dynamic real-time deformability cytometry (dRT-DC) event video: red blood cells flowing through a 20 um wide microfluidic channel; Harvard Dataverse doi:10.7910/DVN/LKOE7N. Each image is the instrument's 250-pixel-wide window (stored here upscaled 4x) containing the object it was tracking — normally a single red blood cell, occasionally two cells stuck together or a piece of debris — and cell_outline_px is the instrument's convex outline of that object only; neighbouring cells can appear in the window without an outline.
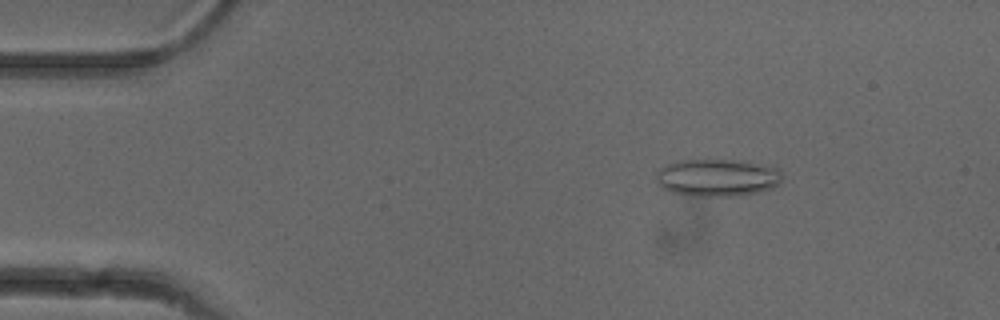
{"species": "common noctule bat (a hibernating species)", "species_latin": "Nyctalus noctula", "temperature_condition": "cold", "stored_images_in_passage": 52, "camera_frame_rate_fps": 3000, "um_per_image_px": 0.085, "animal": {"sex": "female"}, "frame": {"image": 1, "passage_image": 8, "time_ms": 2.333, "image_size_px": [1000, 320], "cell_outline_px": [[784, 176], [772, 188], [760, 192], [736, 196], [692, 196], [672, 192], [664, 188], [656, 180], [656, 172], [664, 164], [676, 160], [744, 160], [776, 164], [780, 168]], "centroid_in_image_um": [61.05, 15.07], "position_along_channel_um": 24.0, "area_um2": 28.26}}
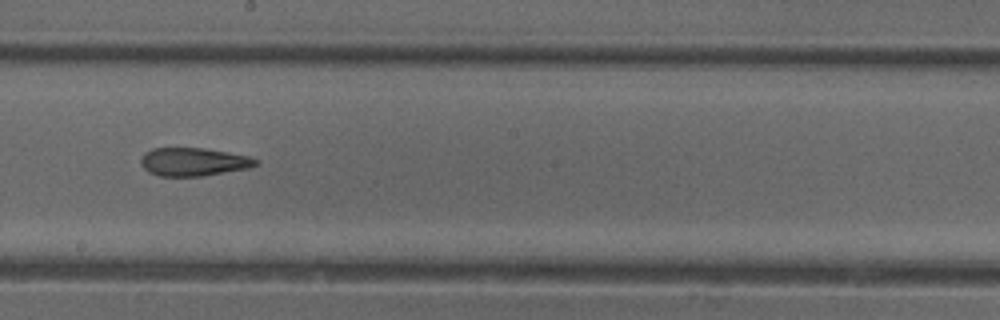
{"frame": {"image": 2, "passage_image": 29, "time_ms": 9.333, "image_size_px": [1000, 320], "cell_outline_px": [[260, 164], [248, 168], [204, 176], [160, 176], [148, 172], [140, 164], [140, 160], [144, 152], [152, 148], [204, 148], [228, 152], [248, 156], [260, 160]], "centroid_in_image_um": [16.45, 13.75], "position_along_channel_um": 231.7, "area_um2": 19.07}}
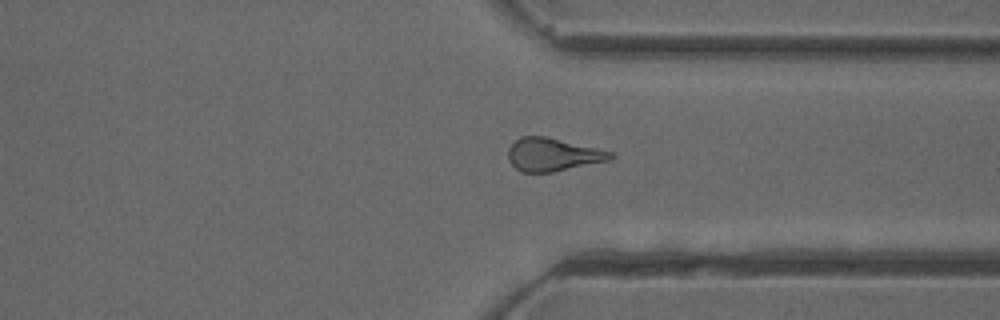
{"frame": {"image": 3, "passage_image": 39, "time_ms": 12.667, "image_size_px": [1000, 320], "cell_outline_px": [[616, 156], [612, 160], [552, 172], [520, 172], [508, 160], [508, 148], [520, 136], [544, 136], [596, 148], [612, 152]], "centroid_in_image_um": [46.99, 13.15], "position_along_channel_um": 364.4, "area_um2": 19.65}, "authors_computed_cell_mechanics": {"area_um2": 20.3167, "velocity_mm_per_s": 3.9883, "shape_relaxation_time_tau1_ms": 4.5519, "shape_relaxation_time_tau2_ms": 3.3632, "deformation_change_tau1": 0.1527, "deformation_change_tau2": 0.1472}}